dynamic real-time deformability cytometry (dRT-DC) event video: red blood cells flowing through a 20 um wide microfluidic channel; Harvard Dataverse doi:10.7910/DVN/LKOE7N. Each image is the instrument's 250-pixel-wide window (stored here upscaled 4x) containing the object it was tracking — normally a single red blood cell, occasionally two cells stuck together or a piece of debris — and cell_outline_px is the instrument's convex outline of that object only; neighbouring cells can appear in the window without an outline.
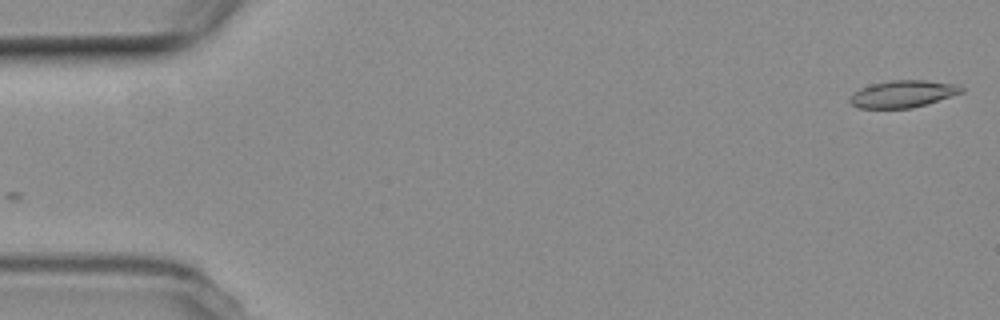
{"species": "common noctule bat (a hibernating species)", "species_latin": "Nyctalus noctula", "temperature_condition": "room temperature", "stored_images_in_passage": 50, "camera_frame_rate_fps": 3000, "um_per_image_px": 0.085, "animal": {"sex": "female", "body_mass_g": 19.3, "forearm_length_mm": 54.1}, "frame": {"image": 1, "passage_image": 1, "time_ms": 0.0, "image_size_px": [1000, 320], "cell_outline_px": [[964, 92], [912, 108], [860, 108], [852, 104], [848, 100], [860, 88], [872, 84], [892, 80], [924, 80], [952, 84], [964, 88]], "centroid_in_image_um": [76.74, 7.98], "position_along_channel_um": 8.3, "area_um2": 17.22}}
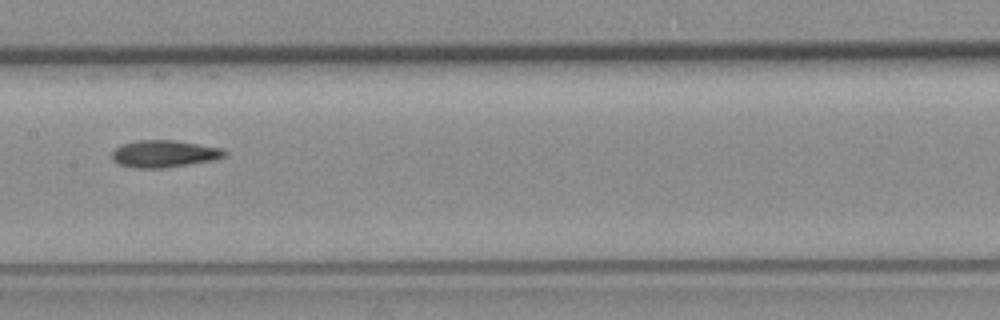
{"frame": {"image": 2, "passage_image": 28, "time_ms": 9.0, "image_size_px": [1000, 320], "cell_outline_px": [[228, 152], [224, 156], [212, 160], [164, 168], [132, 168], [116, 164], [112, 160], [112, 152], [120, 144], [136, 140], [176, 140], [220, 148]], "centroid_in_image_um": [13.88, 13.07], "position_along_channel_um": 193.5, "area_um2": 17.86}}
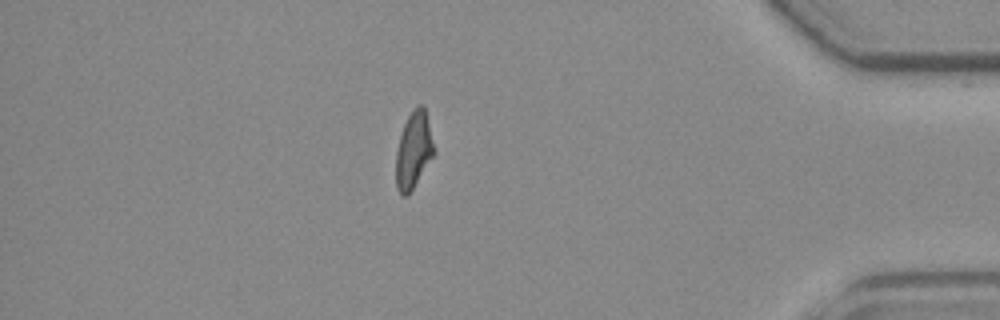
{"frame": {"image": 3, "passage_image": 49, "time_ms": 16.0, "image_size_px": [1000, 320], "cell_outline_px": [[432, 156], [408, 196], [400, 196], [396, 188], [396, 152], [400, 136], [404, 124], [408, 116], [416, 104], [420, 104], [424, 108], [428, 124], [432, 144]], "centroid_in_image_um": [35.09, 12.81], "position_along_channel_um": 400.1, "area_um2": 16.36}}